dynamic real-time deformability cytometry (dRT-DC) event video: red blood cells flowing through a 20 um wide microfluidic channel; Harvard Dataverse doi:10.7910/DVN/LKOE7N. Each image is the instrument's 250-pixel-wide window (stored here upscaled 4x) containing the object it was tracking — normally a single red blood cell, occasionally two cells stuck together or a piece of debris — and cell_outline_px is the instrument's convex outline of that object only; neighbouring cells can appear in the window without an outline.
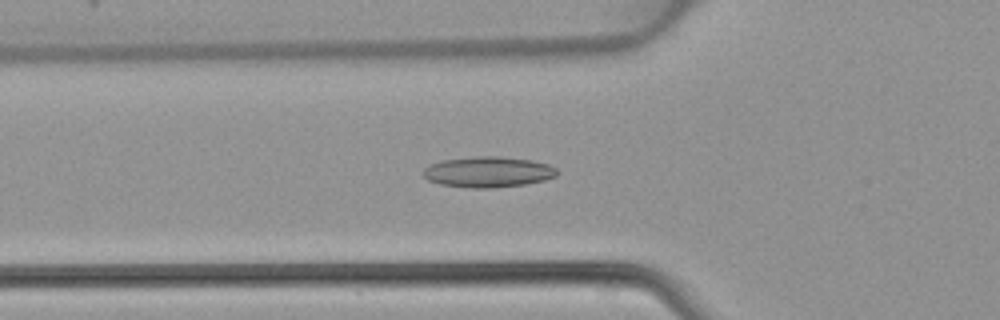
{"species": "common noctule bat (a hibernating species)", "species_latin": "Nyctalus noctula", "temperature_condition": "warm", "stored_images_in_passage": 47, "camera_frame_rate_fps": 3000, "um_per_image_px": 0.085, "animal": {"sex": "female", "body_mass_g": 22.7, "forearm_length_mm": 54.2}, "frame": {"image": 1, "passage_image": 16, "time_ms": 5.0, "image_size_px": [1000, 320], "cell_outline_px": [[560, 172], [556, 176], [544, 180], [524, 184], [492, 188], [468, 188], [440, 184], [428, 180], [424, 176], [424, 168], [428, 164], [444, 160], [476, 156], [500, 156], [532, 160], [548, 164], [556, 168]], "centroid_in_image_um": [41.5, 14.61], "position_along_channel_um": 84.3, "area_um2": 24.04}}
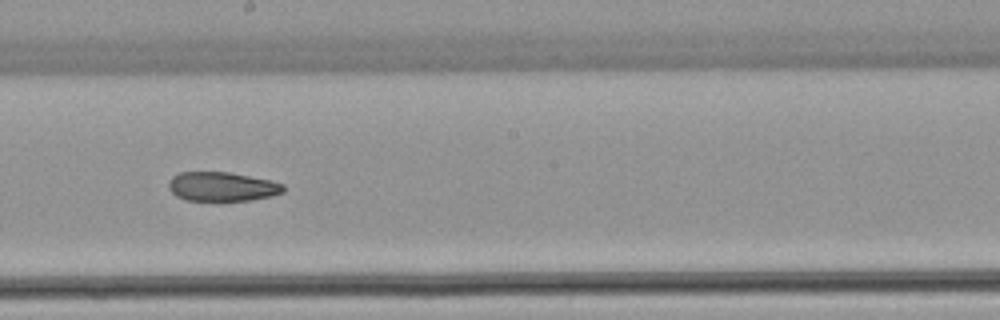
{"frame": {"image": 2, "passage_image": 26, "time_ms": 8.333, "image_size_px": [1000, 320], "cell_outline_px": [[284, 192], [272, 196], [252, 200], [220, 204], [184, 200], [176, 196], [168, 188], [168, 184], [172, 176], [180, 172], [228, 172], [272, 180], [284, 184]], "centroid_in_image_um": [18.87, 15.92], "position_along_channel_um": 229.3, "area_um2": 20.58}}
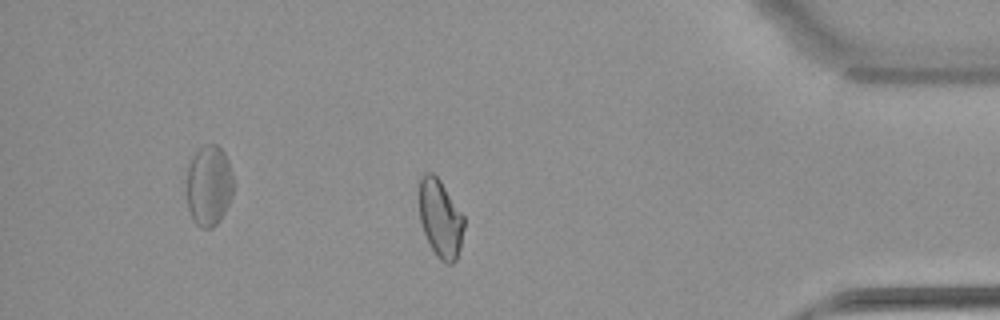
{"frame": {"image": 3, "passage_image": 40, "time_ms": 13.0, "image_size_px": [1000, 320], "cell_outline_px": [[464, 228], [460, 248], [456, 260], [452, 264], [444, 264], [436, 256], [424, 232], [420, 220], [420, 180], [424, 172], [432, 172], [440, 180], [464, 216]], "centroid_in_image_um": [37.45, 18.6], "position_along_channel_um": 397.8, "area_um2": 20.23}}